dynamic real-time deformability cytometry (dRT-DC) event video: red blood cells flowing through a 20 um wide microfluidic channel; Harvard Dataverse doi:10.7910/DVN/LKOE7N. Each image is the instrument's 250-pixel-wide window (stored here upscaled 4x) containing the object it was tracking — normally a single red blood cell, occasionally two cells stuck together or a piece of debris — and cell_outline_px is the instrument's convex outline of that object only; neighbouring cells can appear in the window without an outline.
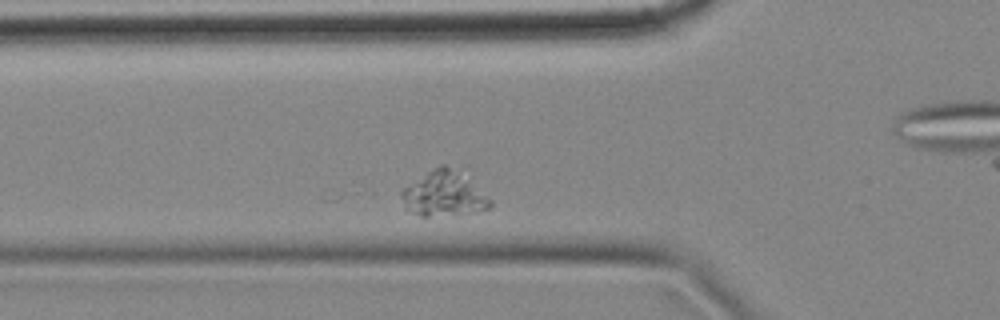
{"species": "common noctule bat (a hibernating species)", "species_latin": "Nyctalus noctula", "temperature_condition": "cold", "stored_images_in_passage": 5, "camera_frame_rate_fps": 3000, "um_per_image_px": 0.085, "animal": {"sex": "female", "body_mass_g": 18.4}, "frame": {"image": 1, "passage_image": 4, "time_ms": 1.0, "image_size_px": [1000, 320], "cell_outline_px": [[492, 208], [428, 216], [420, 216], [404, 208], [400, 196], [400, 192], [404, 188], [440, 164], [444, 164], [492, 200]], "centroid_in_image_um": [37.63, 16.51], "position_along_channel_um": 88.2, "area_um2": 21.73}}